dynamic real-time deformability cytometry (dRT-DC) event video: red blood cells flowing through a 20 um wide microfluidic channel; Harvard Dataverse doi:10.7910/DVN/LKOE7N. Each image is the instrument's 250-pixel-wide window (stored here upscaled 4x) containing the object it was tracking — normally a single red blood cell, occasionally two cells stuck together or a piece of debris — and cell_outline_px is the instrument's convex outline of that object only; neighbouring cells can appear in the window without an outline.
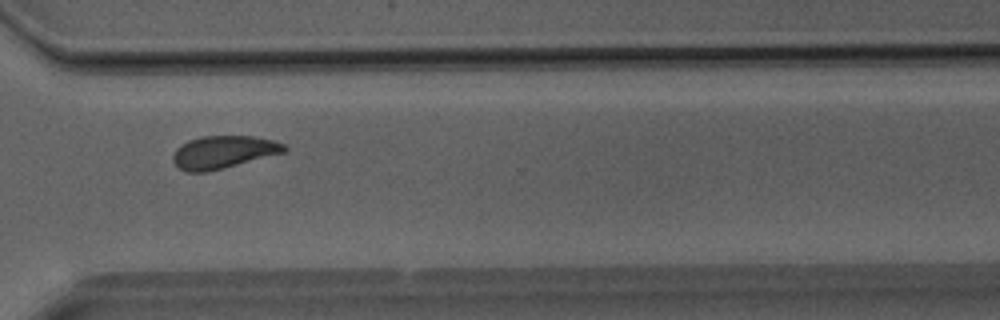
{"species": "Egyptian fruit bat (a non-hibernating species)", "species_latin": "Rousettus aegyptiacus", "temperature_condition": "room temperature", "stored_images_in_passage": 30, "camera_frame_rate_fps": 3000, "um_per_image_px": 0.085, "animal": {"sex": "male"}, "frame": {"image": 1, "passage_image": 24, "time_ms": 7.667, "image_size_px": [1000, 320], "cell_outline_px": [[288, 148], [284, 152], [224, 168], [208, 172], [184, 172], [172, 160], [172, 156], [176, 148], [188, 140], [200, 136], [252, 136], [276, 140], [284, 144]], "centroid_in_image_um": [18.97, 12.92], "position_along_channel_um": 351.6, "area_um2": 21.27}}
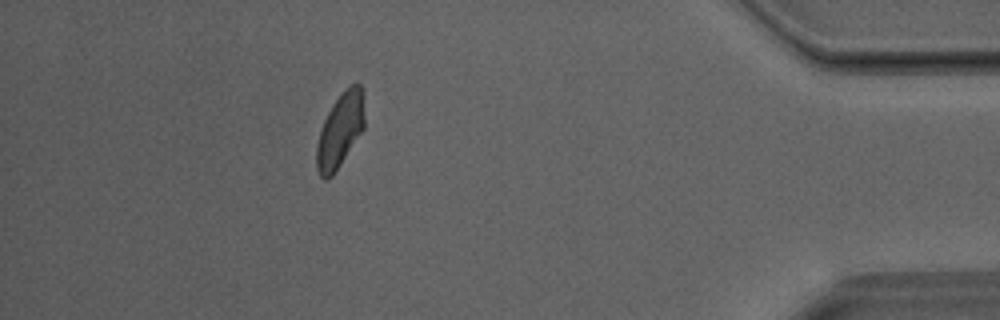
{"frame": {"image": 2, "passage_image": 30, "time_ms": 9.667, "image_size_px": [1000, 320], "cell_outline_px": [[364, 128], [332, 176], [328, 180], [324, 180], [320, 176], [316, 168], [316, 148], [320, 132], [324, 120], [332, 104], [348, 84], [356, 80], [364, 88]], "centroid_in_image_um": [28.93, 11.01], "position_along_channel_um": 406.3, "area_um2": 20.98}}